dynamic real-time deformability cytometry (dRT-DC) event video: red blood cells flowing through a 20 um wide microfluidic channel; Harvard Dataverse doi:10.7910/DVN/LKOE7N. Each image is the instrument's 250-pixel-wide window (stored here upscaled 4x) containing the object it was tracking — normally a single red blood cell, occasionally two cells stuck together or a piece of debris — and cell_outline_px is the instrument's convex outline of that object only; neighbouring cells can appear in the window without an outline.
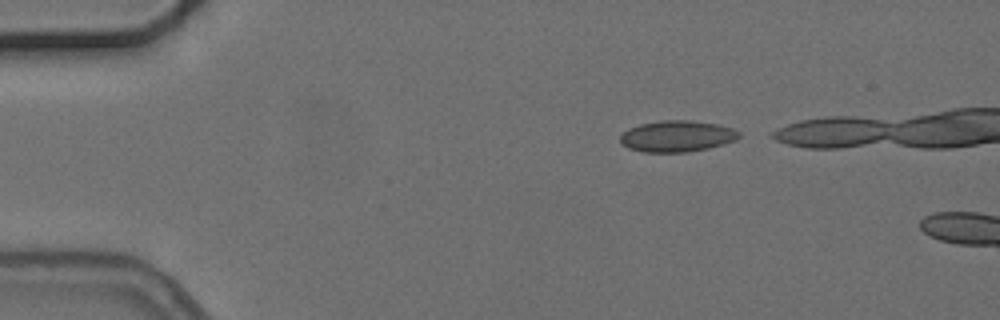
{"species": "common noctule bat (a hibernating species)", "species_latin": "Nyctalus noctula", "temperature_condition": "cold", "stored_images_in_passage": 2, "camera_frame_rate_fps": 3000, "um_per_image_px": 0.085, "animal": {"sex": "female", "body_mass_g": 24.6, "forearm_length_mm": 56.2}, "frame": {"image": 1, "passage_image": 1, "time_ms": 0.0, "image_size_px": [1000, 320], "cell_outline_px": [[740, 136], [736, 140], [724, 144], [708, 148], [688, 152], [644, 152], [628, 148], [620, 144], [620, 136], [628, 128], [640, 124], [660, 120], [688, 120], [716, 124], [732, 128], [740, 132]], "centroid_in_image_um": [57.53, 11.58], "position_along_channel_um": 27.5, "area_um2": 21.73}}